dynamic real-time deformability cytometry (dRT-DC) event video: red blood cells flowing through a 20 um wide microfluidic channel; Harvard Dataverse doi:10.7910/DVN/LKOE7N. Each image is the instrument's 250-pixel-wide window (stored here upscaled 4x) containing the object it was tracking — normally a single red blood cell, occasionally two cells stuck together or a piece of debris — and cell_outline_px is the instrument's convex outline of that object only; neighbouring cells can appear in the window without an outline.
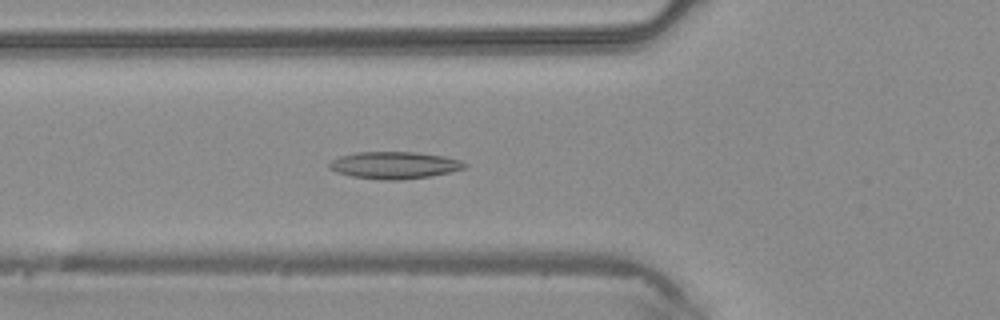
{"species": "common noctule bat (a hibernating species)", "species_latin": "Nyctalus noctula", "temperature_condition": "warm", "stored_images_in_passage": 39, "camera_frame_rate_fps": 3000, "um_per_image_px": 0.085, "animal": {"sex": "male", "body_mass_g": 20.4}, "frame": {"image": 1, "passage_image": 10, "time_ms": 3.0, "image_size_px": [1000, 320], "cell_outline_px": [[468, 164], [464, 168], [432, 176], [400, 180], [384, 180], [352, 176], [336, 172], [328, 168], [328, 164], [332, 160], [340, 156], [356, 152], [416, 152], [444, 156], [460, 160]], "centroid_in_image_um": [33.51, 14.04], "position_along_channel_um": 92.3, "area_um2": 21.33}}
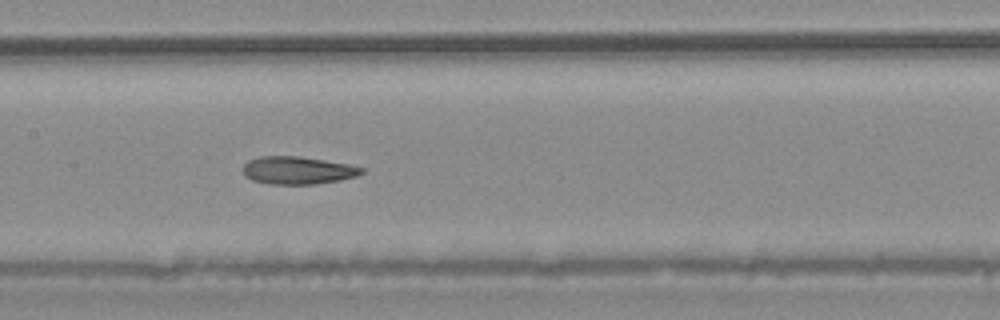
{"frame": {"image": 2, "passage_image": 16, "time_ms": 5.0, "image_size_px": [1000, 320], "cell_outline_px": [[364, 172], [356, 176], [340, 180], [316, 184], [272, 184], [252, 180], [244, 176], [244, 164], [248, 160], [260, 156], [300, 156], [348, 164], [364, 168]], "centroid_in_image_um": [25.3, 14.47], "position_along_channel_um": 182.1, "area_um2": 19.13}}
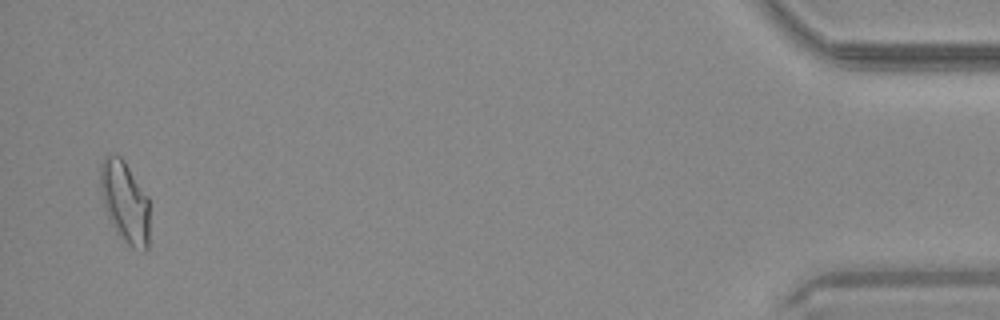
{"frame": {"image": 3, "passage_image": 38, "time_ms": 12.333, "image_size_px": [1000, 320], "cell_outline_px": [[148, 248], [144, 252], [132, 248], [116, 232], [104, 208], [100, 192], [100, 164], [104, 156], [120, 156], [124, 160], [148, 196]], "centroid_in_image_um": [10.6, 17.17], "position_along_channel_um": 424.6, "area_um2": 23.41}}